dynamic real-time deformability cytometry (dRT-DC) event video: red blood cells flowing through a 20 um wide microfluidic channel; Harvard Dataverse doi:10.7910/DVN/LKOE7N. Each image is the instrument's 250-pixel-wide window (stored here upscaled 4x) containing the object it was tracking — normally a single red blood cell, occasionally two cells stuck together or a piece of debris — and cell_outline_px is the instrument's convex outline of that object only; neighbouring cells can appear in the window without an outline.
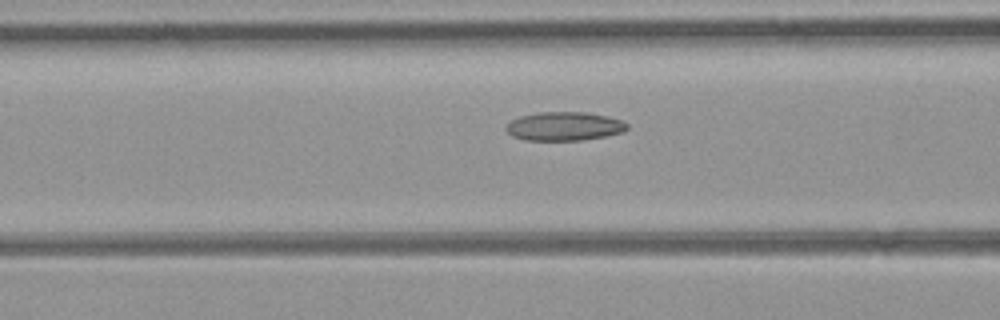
{"species": "common noctule bat (a hibernating species)", "species_latin": "Nyctalus noctula", "temperature_condition": "room temperature", "stored_images_in_passage": 27, "camera_frame_rate_fps": 3000, "um_per_image_px": 0.085, "animal": {"sex": "female", "body_mass_g": 21.9}, "frame": {"image": 1, "passage_image": 8, "time_ms": 2.333, "image_size_px": [1000, 320], "cell_outline_px": [[628, 128], [624, 132], [584, 140], [524, 140], [512, 136], [504, 128], [512, 120], [520, 116], [540, 112], [588, 112], [608, 116], [624, 120], [628, 124]], "centroid_in_image_um": [48.0, 10.73], "position_along_channel_um": 118.6, "area_um2": 20.4}}
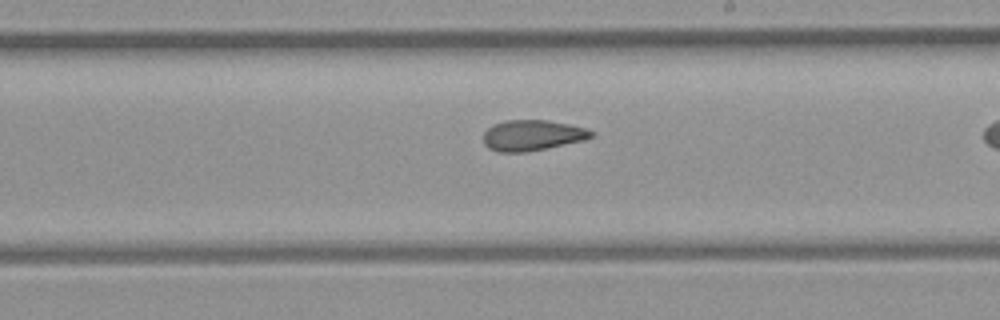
{"frame": {"image": 2, "passage_image": 17, "time_ms": 5.333, "image_size_px": [1000, 320], "cell_outline_px": [[592, 136], [584, 140], [528, 152], [496, 152], [488, 148], [484, 144], [484, 132], [492, 124], [504, 120], [544, 120], [568, 124], [588, 128], [592, 132]], "centroid_in_image_um": [45.2, 11.5], "position_along_channel_um": 243.8, "area_um2": 19.31}}
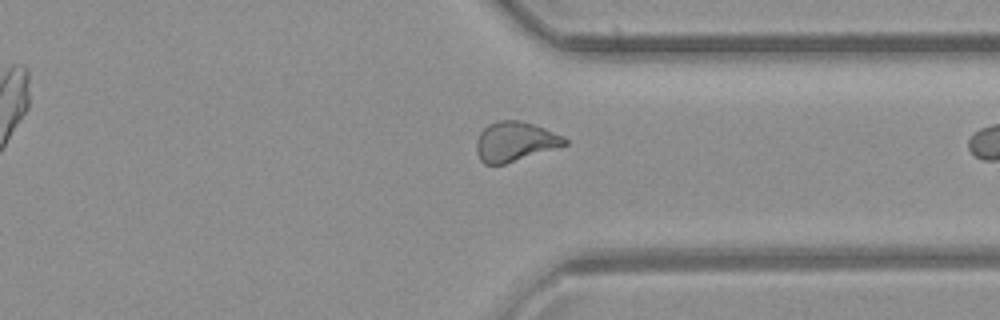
{"frame": {"image": 3, "passage_image": 26, "time_ms": 8.333, "image_size_px": [1000, 320], "cell_outline_px": [[568, 144], [504, 164], [484, 164], [480, 160], [476, 152], [476, 140], [480, 132], [488, 124], [500, 120], [516, 120], [532, 124], [544, 128], [564, 136], [568, 140]], "centroid_in_image_um": [43.75, 12.03], "position_along_channel_um": 367.7, "area_um2": 20.23}}